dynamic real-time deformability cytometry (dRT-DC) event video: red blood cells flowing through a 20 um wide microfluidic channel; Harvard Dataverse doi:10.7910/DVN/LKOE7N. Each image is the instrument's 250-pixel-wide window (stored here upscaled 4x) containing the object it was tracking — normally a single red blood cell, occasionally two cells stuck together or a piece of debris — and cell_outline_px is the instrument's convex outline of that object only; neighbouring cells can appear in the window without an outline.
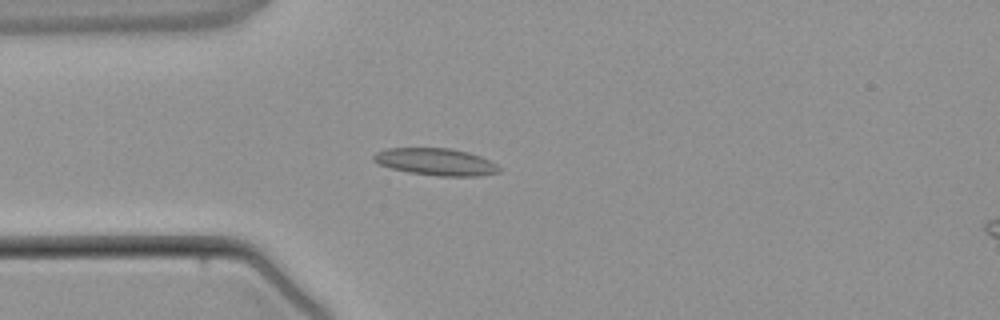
{"species": "common noctule bat (a hibernating species)", "species_latin": "Nyctalus noctula", "temperature_condition": "warm", "stored_images_in_passage": 3, "camera_frame_rate_fps": 3000, "um_per_image_px": 0.085, "animal": {"sex": "male", "body_mass_g": 21.5, "forearm_length_mm": 52.0}, "frame": {"image": 1, "passage_image": 3, "time_ms": 2.333, "image_size_px": [1000, 320], "cell_outline_px": [[500, 172], [480, 176], [440, 176], [408, 172], [392, 168], [380, 164], [372, 160], [372, 156], [376, 152], [388, 148], [452, 148], [468, 152], [480, 156], [496, 164], [500, 168]], "centroid_in_image_um": [37.05, 13.75], "position_along_channel_um": 47.9, "area_um2": 19.77}}